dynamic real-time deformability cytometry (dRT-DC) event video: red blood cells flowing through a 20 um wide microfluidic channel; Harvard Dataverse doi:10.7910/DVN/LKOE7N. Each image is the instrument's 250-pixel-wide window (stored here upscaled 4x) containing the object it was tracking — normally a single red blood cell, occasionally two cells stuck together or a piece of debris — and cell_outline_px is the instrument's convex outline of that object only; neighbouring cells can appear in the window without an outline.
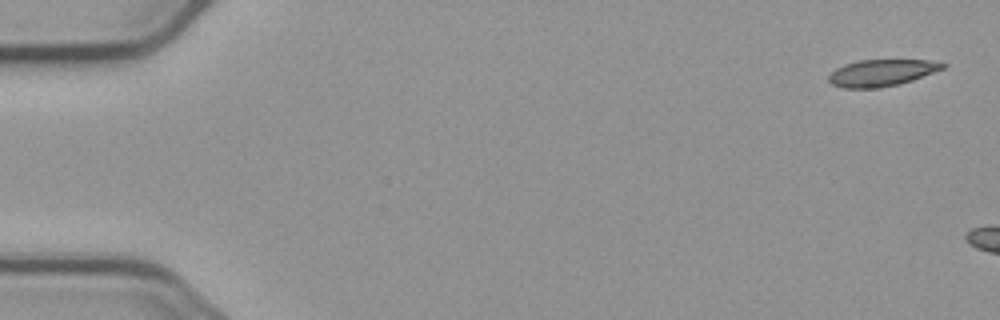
{"species": "common noctule bat (a hibernating species)", "species_latin": "Nyctalus noctula", "temperature_condition": "cold", "stored_images_in_passage": 3, "camera_frame_rate_fps": 3000, "um_per_image_px": 0.085, "animal": {"sex": "male", "body_mass_g": 23.1, "forearm_length_mm": 52.7}, "frame": {"image": 1, "passage_image": 1, "time_ms": 0.0, "image_size_px": [1000, 320], "cell_outline_px": [[948, 64], [944, 68], [912, 80], [880, 88], [844, 88], [832, 84], [828, 80], [828, 76], [836, 68], [844, 64], [860, 60], [928, 60]], "centroid_in_image_um": [74.91, 6.18], "position_along_channel_um": 10.1, "area_um2": 17.57}}